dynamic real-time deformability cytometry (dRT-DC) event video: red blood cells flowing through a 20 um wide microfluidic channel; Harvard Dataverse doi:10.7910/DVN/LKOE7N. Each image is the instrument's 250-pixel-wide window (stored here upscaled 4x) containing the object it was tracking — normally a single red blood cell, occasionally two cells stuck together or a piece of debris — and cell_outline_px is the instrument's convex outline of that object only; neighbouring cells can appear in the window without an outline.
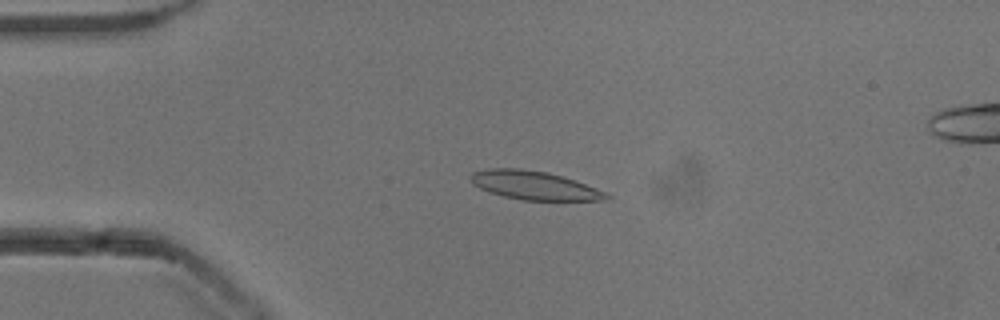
{"species": "common noctule bat (a hibernating species)", "species_latin": "Nyctalus noctula", "temperature_condition": "cold", "stored_images_in_passage": 51, "camera_frame_rate_fps": 3000, "um_per_image_px": 0.085, "animal": {"sex": "male", "body_mass_g": 13.3}, "frame": {"image": 1, "passage_image": 9, "time_ms": 2.667, "image_size_px": [1000, 320], "cell_outline_px": [[612, 196], [604, 200], [524, 200], [504, 196], [488, 192], [472, 184], [468, 176], [472, 172], [488, 168], [520, 168], [548, 172], [564, 176], [576, 180], [596, 188]], "centroid_in_image_um": [45.37, 15.74], "position_along_channel_um": 39.6, "area_um2": 22.77}}
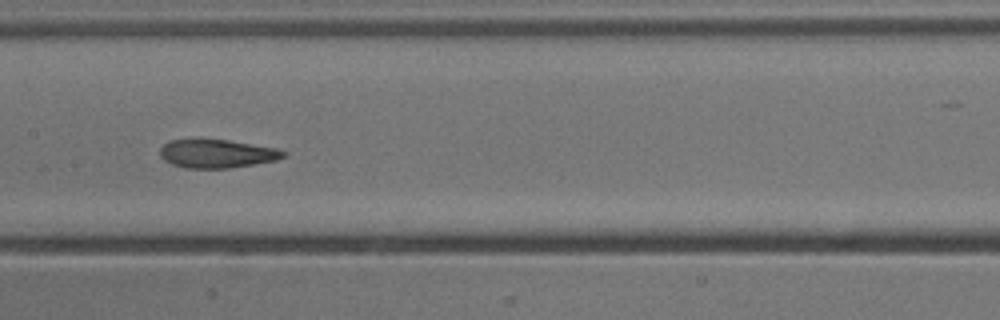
{"frame": {"image": 2, "passage_image": 23, "time_ms": 7.333, "image_size_px": [1000, 320], "cell_outline_px": [[288, 152], [284, 156], [276, 160], [228, 168], [184, 168], [172, 164], [164, 160], [160, 156], [160, 148], [168, 140], [228, 140], [276, 148]], "centroid_in_image_um": [18.42, 13.06], "position_along_channel_um": 189.0, "area_um2": 20.23}}
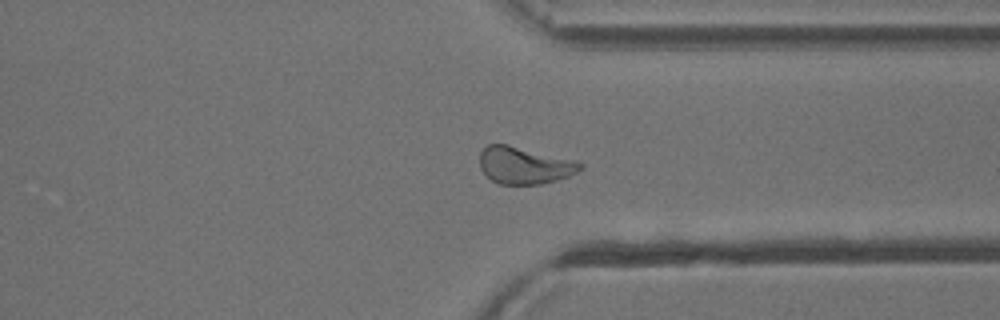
{"frame": {"image": 3, "passage_image": 37, "time_ms": 12.0, "image_size_px": [1000, 320], "cell_outline_px": [[584, 168], [568, 176], [556, 180], [540, 184], [500, 184], [492, 180], [480, 168], [480, 152], [488, 144], [508, 144], [576, 160], [584, 164]], "centroid_in_image_um": [44.59, 14.04], "position_along_channel_um": 366.8, "area_um2": 21.73}}